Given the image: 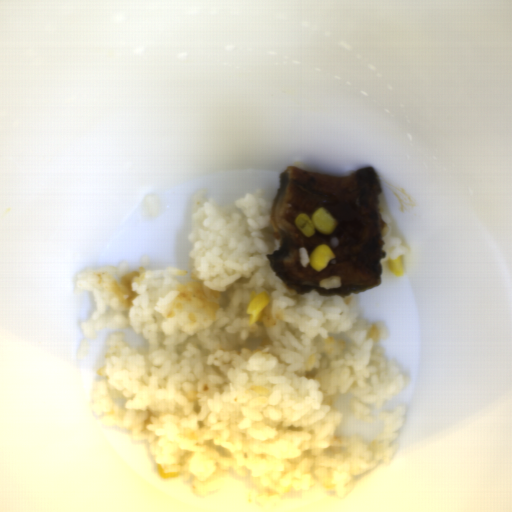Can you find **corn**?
Here are the masks:
<instances>
[{"label":"corn","instance_id":"2b8c4276","mask_svg":"<svg viewBox=\"0 0 512 512\" xmlns=\"http://www.w3.org/2000/svg\"><path fill=\"white\" fill-rule=\"evenodd\" d=\"M157 472H158L160 479H164V480L179 477V475L181 474L179 471L165 472L163 466L158 463H157Z\"/></svg>","mask_w":512,"mask_h":512},{"label":"corn","instance_id":"f1292c28","mask_svg":"<svg viewBox=\"0 0 512 512\" xmlns=\"http://www.w3.org/2000/svg\"><path fill=\"white\" fill-rule=\"evenodd\" d=\"M269 303L270 297L268 293L264 291L260 293H256L255 290L251 291L246 311V314L249 315V326L263 316L262 311Z\"/></svg>","mask_w":512,"mask_h":512},{"label":"corn","instance_id":"5cfa1b94","mask_svg":"<svg viewBox=\"0 0 512 512\" xmlns=\"http://www.w3.org/2000/svg\"><path fill=\"white\" fill-rule=\"evenodd\" d=\"M334 258H336V256L329 245L325 243L318 244L310 255L309 264L314 270L321 272Z\"/></svg>","mask_w":512,"mask_h":512},{"label":"corn","instance_id":"51d56268","mask_svg":"<svg viewBox=\"0 0 512 512\" xmlns=\"http://www.w3.org/2000/svg\"><path fill=\"white\" fill-rule=\"evenodd\" d=\"M296 226L308 238L314 235L315 229L323 234H330L337 225L336 219L324 208L315 210L312 218L308 214L300 213L294 218Z\"/></svg>","mask_w":512,"mask_h":512},{"label":"corn","instance_id":"cfcad685","mask_svg":"<svg viewBox=\"0 0 512 512\" xmlns=\"http://www.w3.org/2000/svg\"><path fill=\"white\" fill-rule=\"evenodd\" d=\"M387 265L389 269L395 274L396 277H401L404 274L403 259L401 256L396 259H388Z\"/></svg>","mask_w":512,"mask_h":512}]
</instances>
